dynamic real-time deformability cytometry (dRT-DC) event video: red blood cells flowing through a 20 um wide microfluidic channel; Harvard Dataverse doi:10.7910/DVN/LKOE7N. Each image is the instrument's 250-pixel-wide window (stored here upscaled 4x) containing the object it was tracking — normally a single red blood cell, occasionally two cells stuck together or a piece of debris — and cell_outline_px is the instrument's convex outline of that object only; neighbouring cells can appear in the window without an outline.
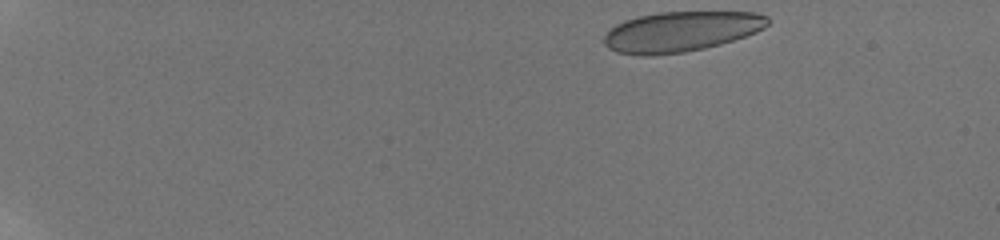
{"species": "human", "species_latin": "Homo sapiens", "temperature_condition": "room temperature", "stored_images_in_passage": 33, "camera_frame_rate_fps": 3000, "um_per_image_px": 0.085, "donor": {"sex": "male"}, "frame": {"image": 1, "passage_image": 1, "time_ms": 0.0, "image_size_px": [1000, 240], "cell_outline_px": [[768, 24], [764, 28], [756, 32], [720, 44], [704, 48], [684, 52], [652, 56], [640, 56], [616, 52], [608, 48], [604, 44], [604, 36], [616, 24], [624, 20], [640, 16], [660, 12], [756, 12], [768, 16]], "centroid_in_image_um": [57.86, 2.69], "position_along_channel_um": 27.1, "area_um2": 38.32}}
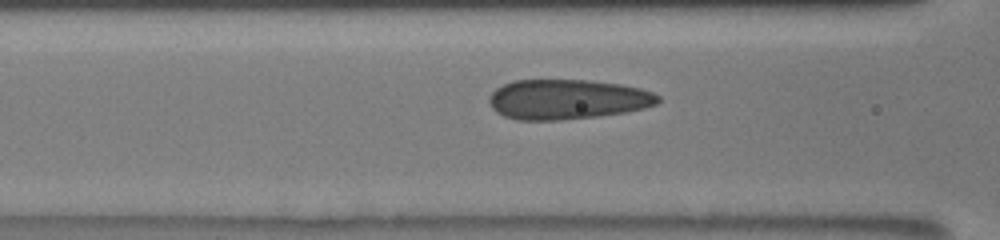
{"frame": {"image": 2, "passage_image": 19, "time_ms": 6.0, "image_size_px": [1000, 240], "cell_outline_px": [[660, 100], [656, 104], [644, 108], [624, 112], [596, 116], [560, 120], [516, 120], [504, 116], [496, 112], [492, 108], [488, 100], [488, 96], [496, 88], [512, 80], [588, 80], [620, 84], [640, 88], [652, 92], [660, 96]], "centroid_in_image_um": [48.19, 8.44], "position_along_channel_um": 118.4, "area_um2": 39.36}}
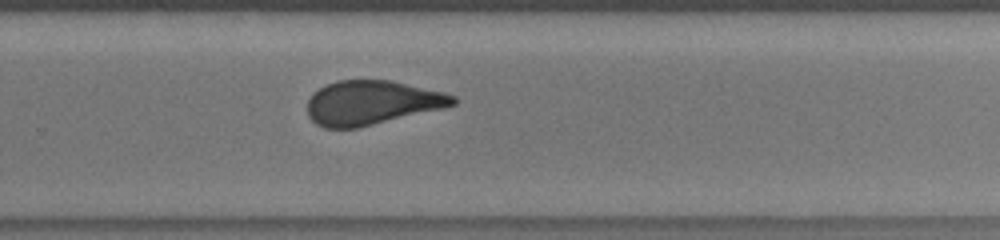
{"frame": {"image": 3, "passage_image": 33, "time_ms": 10.667, "image_size_px": [1000, 240], "cell_outline_px": [[456, 104], [444, 108], [360, 128], [324, 128], [316, 124], [308, 116], [308, 100], [312, 92], [336, 80], [392, 80], [444, 92], [456, 96]], "centroid_in_image_um": [31.61, 8.73], "position_along_channel_um": 298.2, "area_um2": 37.8}}